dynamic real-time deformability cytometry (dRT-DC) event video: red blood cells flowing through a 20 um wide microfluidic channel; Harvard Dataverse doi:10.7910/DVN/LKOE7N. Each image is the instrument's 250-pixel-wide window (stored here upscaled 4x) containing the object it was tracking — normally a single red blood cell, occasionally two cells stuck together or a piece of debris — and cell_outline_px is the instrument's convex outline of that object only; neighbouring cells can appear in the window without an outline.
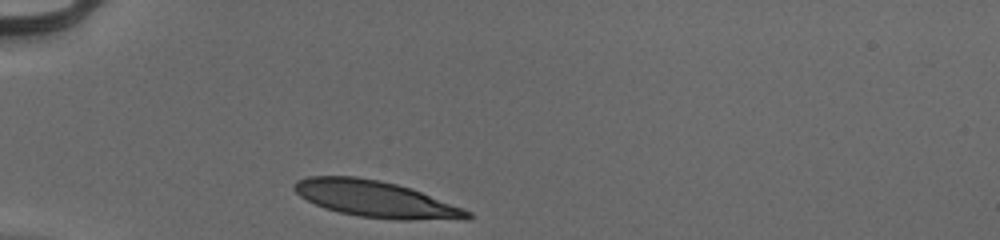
{"species": "human", "species_latin": "Homo sapiens", "temperature_condition": "cold", "stored_images_in_passage": 29, "camera_frame_rate_fps": 3000, "um_per_image_px": 0.085, "donor": {"sex": "male"}, "frame": {"image": 1, "passage_image": 1, "time_ms": 0.0, "image_size_px": [1000, 240], "cell_outline_px": [[476, 216], [468, 220], [396, 220], [360, 216], [340, 212], [324, 208], [300, 196], [292, 188], [292, 184], [296, 180], [308, 176], [356, 176], [380, 180], [412, 188], [464, 208], [472, 212]], "centroid_in_image_um": [32.01, 16.93], "position_along_channel_um": 53.0, "area_um2": 37.22}}
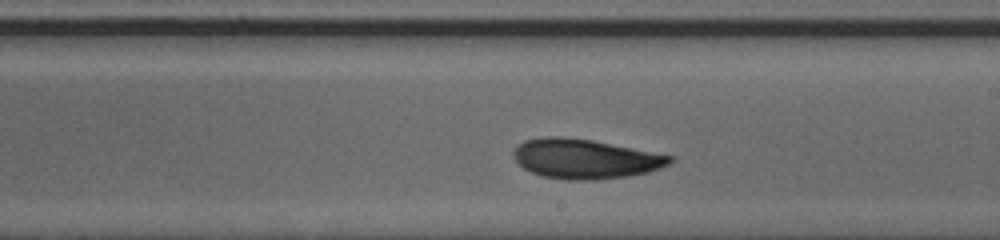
{"frame": {"image": 2, "passage_image": 17, "time_ms": 5.333, "image_size_px": [1000, 240], "cell_outline_px": [[672, 160], [668, 164], [660, 168], [648, 172], [628, 176], [592, 180], [568, 180], [544, 176], [532, 172], [524, 168], [516, 160], [512, 152], [524, 140], [544, 136], [560, 136], [592, 140], [672, 156]], "centroid_in_image_um": [49.71, 13.5], "position_along_channel_um": 239.3, "area_um2": 35.66}}
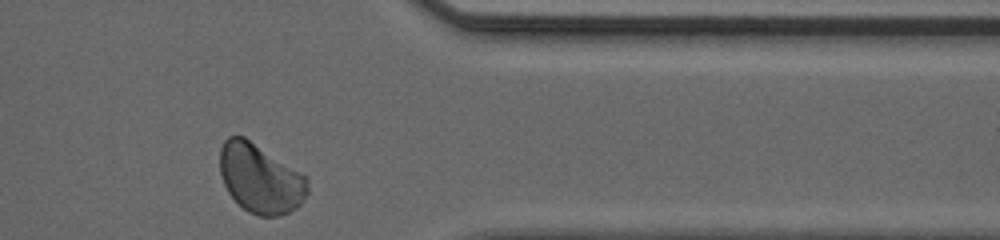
{"frame": {"image": 3, "passage_image": 29, "time_ms": 9.333, "image_size_px": [1000, 240], "cell_outline_px": [[308, 192], [300, 204], [296, 208], [280, 216], [256, 216], [248, 212], [228, 192], [224, 184], [220, 172], [220, 148], [224, 140], [228, 136], [244, 136], [308, 176]], "centroid_in_image_um": [22.14, 15.16], "position_along_channel_um": 389.3, "area_um2": 35.49}, "authors_computed_cell_mechanics": {"area_um2": 35.4892, "velocity_mm_per_s": 3.9424, "shape_relaxation_time_tau1_ms": 4.5657, "shape_relaxation_time_tau2_ms": 1.8511, "deformation_change_tau1": 0.1603, "deformation_change_tau2": 0.0605}}